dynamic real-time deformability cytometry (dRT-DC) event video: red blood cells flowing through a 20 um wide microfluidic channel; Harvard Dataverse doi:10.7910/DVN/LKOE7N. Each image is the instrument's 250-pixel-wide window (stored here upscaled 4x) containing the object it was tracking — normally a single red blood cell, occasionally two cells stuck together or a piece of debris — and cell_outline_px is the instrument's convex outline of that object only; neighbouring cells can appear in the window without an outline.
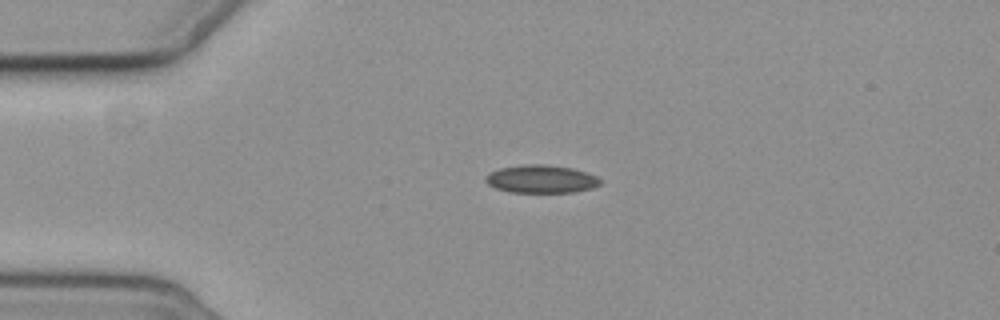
{"species": "common noctule bat (a hibernating species)", "species_latin": "Nyctalus noctula", "temperature_condition": "cold", "stored_images_in_passage": 4, "camera_frame_rate_fps": 3000, "um_per_image_px": 0.085, "animal": {"sex": "female", "body_mass_g": 19.3, "forearm_length_mm": 54.1}, "frame": {"image": 1, "passage_image": 3, "time_ms": 2.333, "image_size_px": [1000, 320], "cell_outline_px": [[600, 184], [592, 188], [572, 192], [512, 192], [496, 188], [488, 184], [484, 180], [484, 176], [488, 172], [500, 168], [524, 164], [548, 164], [572, 168], [596, 176], [600, 180]], "centroid_in_image_um": [45.95, 15.21], "position_along_channel_um": 39.0, "area_um2": 18.67}}